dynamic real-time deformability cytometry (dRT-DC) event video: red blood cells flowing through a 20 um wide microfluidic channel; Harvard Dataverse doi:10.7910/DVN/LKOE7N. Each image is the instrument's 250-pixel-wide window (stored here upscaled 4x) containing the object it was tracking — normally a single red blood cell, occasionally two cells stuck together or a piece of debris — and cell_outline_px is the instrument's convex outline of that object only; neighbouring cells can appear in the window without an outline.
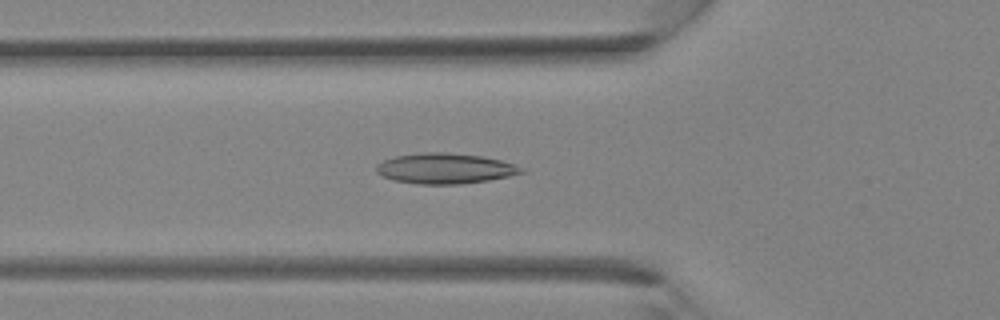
{"species": "Egyptian fruit bat (a non-hibernating species)", "species_latin": "Rousettus aegyptiacus", "temperature_condition": "room temperature", "stored_images_in_passage": 37, "camera_frame_rate_fps": 3000, "um_per_image_px": 0.085, "animal": {"sex": "female"}, "frame": {"image": 1, "passage_image": 13, "time_ms": 4.0, "image_size_px": [1000, 320], "cell_outline_px": [[528, 172], [488, 180], [460, 184], [416, 184], [392, 180], [376, 172], [376, 168], [384, 160], [396, 156], [424, 152], [444, 152], [484, 156], [500, 160], [524, 168]], "centroid_in_image_um": [37.86, 14.32], "position_along_channel_um": 87.9, "area_um2": 25.66}}
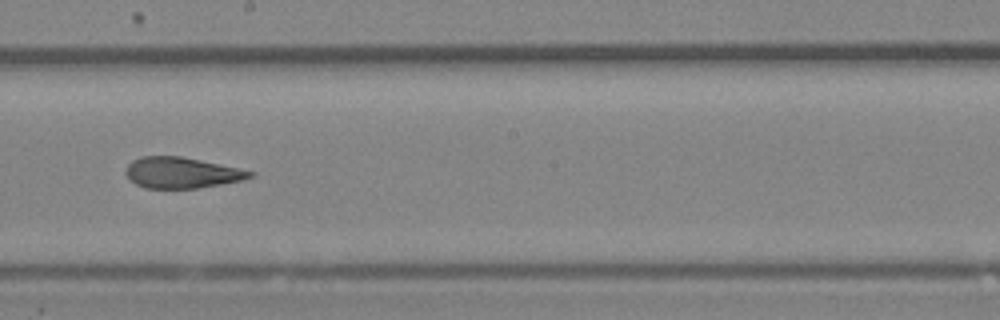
{"frame": {"image": 2, "passage_image": 21, "time_ms": 6.667, "image_size_px": [1000, 320], "cell_outline_px": [[256, 176], [244, 180], [196, 188], [144, 188], [128, 180], [124, 172], [128, 164], [132, 160], [140, 156], [180, 156], [200, 160], [256, 172]], "centroid_in_image_um": [15.41, 14.68], "position_along_channel_um": 232.8, "area_um2": 22.48}}
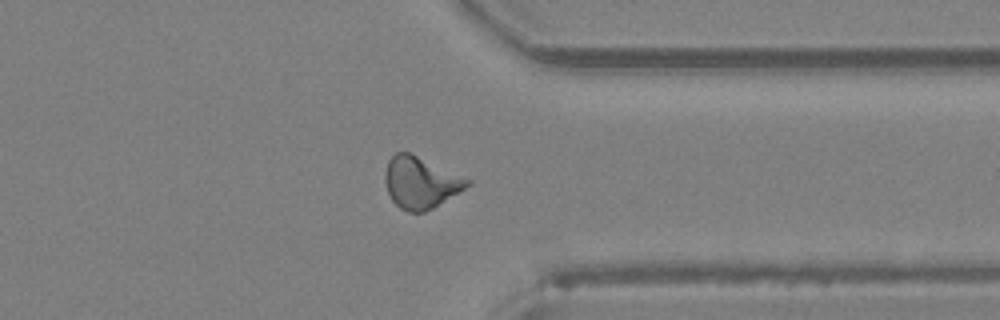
{"frame": {"image": 3, "passage_image": 29, "time_ms": 9.333, "image_size_px": [1000, 320], "cell_outline_px": [[472, 184], [432, 208], [424, 212], [408, 212], [400, 208], [392, 200], [388, 192], [384, 180], [384, 176], [388, 160], [396, 152], [408, 152], [472, 180]], "centroid_in_image_um": [35.74, 15.52], "position_along_channel_um": 375.7, "area_um2": 24.45}}